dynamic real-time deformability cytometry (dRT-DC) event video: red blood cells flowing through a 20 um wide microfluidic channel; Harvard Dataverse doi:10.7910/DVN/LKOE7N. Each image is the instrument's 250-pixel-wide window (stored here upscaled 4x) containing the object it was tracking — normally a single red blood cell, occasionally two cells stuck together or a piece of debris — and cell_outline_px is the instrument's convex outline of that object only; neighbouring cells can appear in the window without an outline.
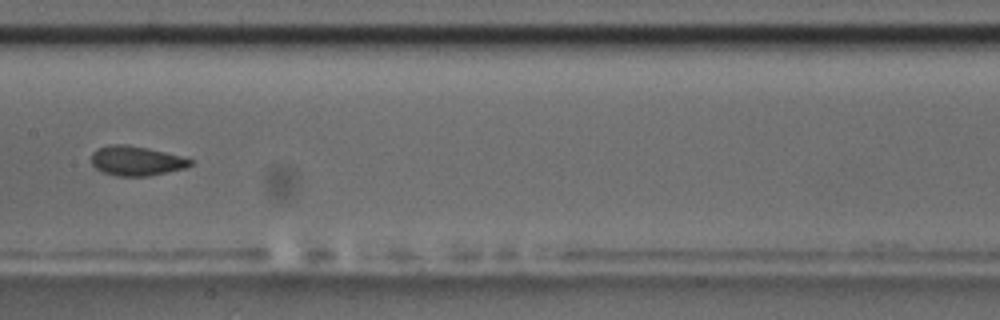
{"species": "common noctule bat (a hibernating species)", "species_latin": "Nyctalus noctula", "temperature_condition": "room temperature", "stored_images_in_passage": 8, "camera_frame_rate_fps": 3000, "um_per_image_px": 0.085, "animal": {"sex": "male", "body_mass_g": 17.5, "forearm_length_mm": 52.3}, "frame": {"image": 1, "passage_image": 8, "time_ms": 9.0, "image_size_px": [1000, 320], "cell_outline_px": [[196, 160], [192, 164], [184, 168], [148, 176], [116, 176], [104, 172], [96, 168], [92, 164], [92, 152], [96, 148], [108, 144], [124, 144], [148, 148]], "centroid_in_image_um": [11.57, 13.66], "position_along_channel_um": 195.8, "area_um2": 17.05}}